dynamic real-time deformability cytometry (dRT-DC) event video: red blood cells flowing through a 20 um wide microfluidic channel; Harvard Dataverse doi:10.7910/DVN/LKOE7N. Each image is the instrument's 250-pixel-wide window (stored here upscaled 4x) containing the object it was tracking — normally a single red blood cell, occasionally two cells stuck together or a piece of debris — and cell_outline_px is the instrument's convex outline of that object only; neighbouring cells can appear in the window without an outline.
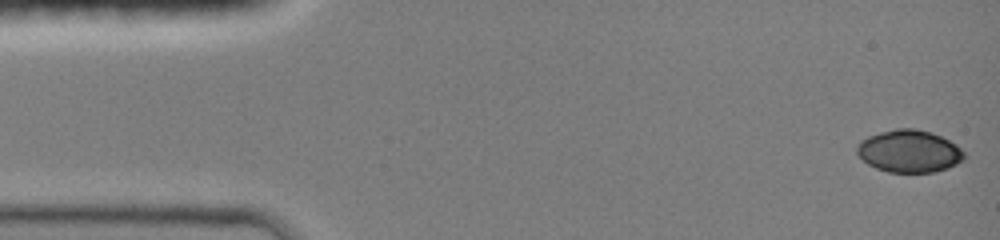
{"species": "common noctule bat (a hibernating species)", "species_latin": "Nyctalus noctula", "temperature_condition": "room temperature", "stored_images_in_passage": 10, "camera_frame_rate_fps": 3000, "um_per_image_px": 0.085, "animal": {"sex": "female", "body_mass_g": 19.0, "forearm_length_mm": 51.5}, "frame": {"image": 1, "passage_image": 1, "time_ms": 0.0, "image_size_px": [1000, 240], "cell_outline_px": [[964, 156], [956, 164], [932, 172], [888, 172], [876, 168], [868, 164], [856, 152], [856, 148], [868, 136], [880, 132], [896, 128], [916, 128], [932, 132], [956, 144], [964, 152]], "centroid_in_image_um": [77.27, 12.84], "position_along_channel_um": 7.7, "area_um2": 26.13}}
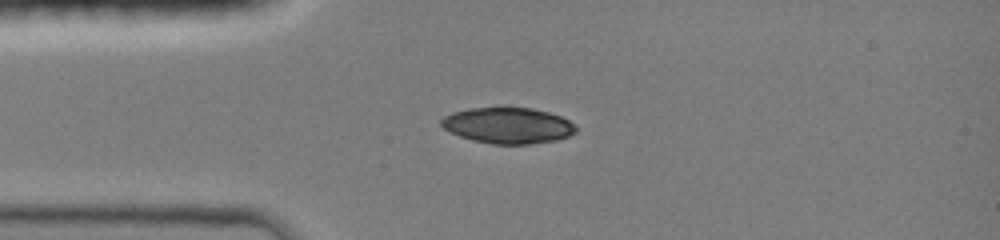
{"frame": {"image": 2, "passage_image": 9, "time_ms": 3.333, "image_size_px": [1000, 240], "cell_outline_px": [[576, 132], [568, 136], [556, 140], [528, 144], [492, 144], [472, 140], [460, 136], [444, 128], [440, 124], [440, 120], [444, 116], [452, 112], [472, 108], [500, 104], [532, 108], [548, 112], [560, 116], [568, 120], [576, 128]], "centroid_in_image_um": [43.14, 10.62], "position_along_channel_um": 41.9, "area_um2": 28.84}}